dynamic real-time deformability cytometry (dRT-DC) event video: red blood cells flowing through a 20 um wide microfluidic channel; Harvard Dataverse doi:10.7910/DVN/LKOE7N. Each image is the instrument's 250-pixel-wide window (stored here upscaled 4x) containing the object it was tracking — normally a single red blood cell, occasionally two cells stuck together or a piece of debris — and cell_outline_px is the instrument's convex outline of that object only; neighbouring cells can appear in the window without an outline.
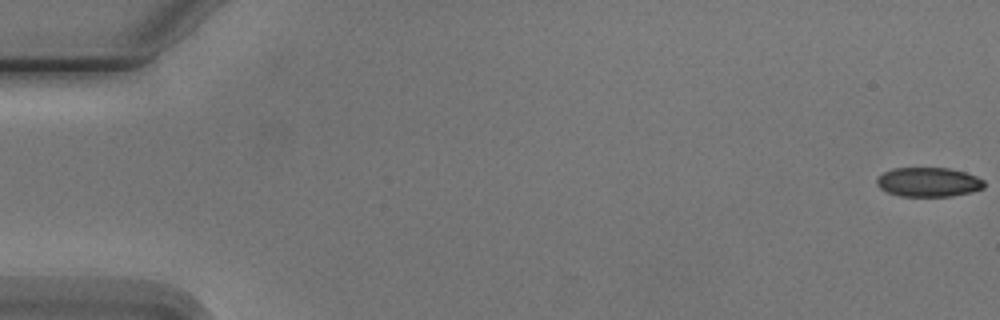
{"species": "Egyptian fruit bat (a non-hibernating species)", "species_latin": "Rousettus aegyptiacus", "temperature_condition": "cold", "stored_images_in_passage": 7, "camera_frame_rate_fps": 3000, "um_per_image_px": 0.085, "animal": {"sex": "male"}, "frame": {"image": 1, "passage_image": 1, "time_ms": 0.0, "image_size_px": [1000, 320], "cell_outline_px": [[984, 188], [972, 192], [952, 196], [900, 196], [888, 192], [880, 188], [876, 184], [876, 176], [892, 168], [948, 168], [964, 172], [976, 176], [984, 180]], "centroid_in_image_um": [78.9, 15.48], "position_along_channel_um": 6.1, "area_um2": 18.44}}